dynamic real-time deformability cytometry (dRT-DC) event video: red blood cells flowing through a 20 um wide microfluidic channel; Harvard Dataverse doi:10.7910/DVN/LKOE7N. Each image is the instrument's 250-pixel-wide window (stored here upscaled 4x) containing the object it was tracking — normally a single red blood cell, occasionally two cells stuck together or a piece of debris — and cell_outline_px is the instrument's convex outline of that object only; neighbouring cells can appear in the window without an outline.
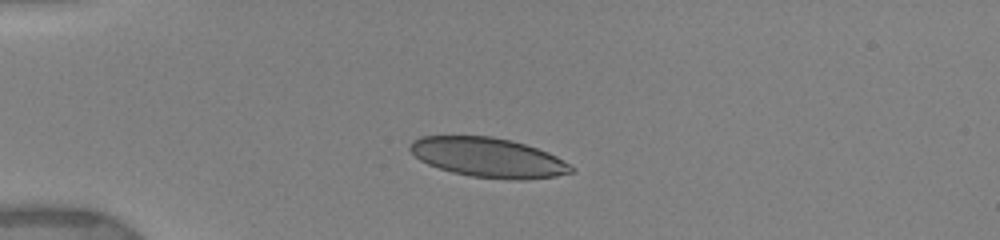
{"species": "human", "species_latin": "Homo sapiens", "temperature_condition": "warm", "stored_images_in_passage": 19, "camera_frame_rate_fps": 3000, "um_per_image_px": 0.085, "donor": {"sex": "female"}, "frame": {"image": 1, "passage_image": 1, "time_ms": 0.0, "image_size_px": [1000, 240], "cell_outline_px": [[576, 168], [572, 172], [556, 176], [524, 180], [512, 180], [472, 176], [452, 172], [428, 164], [420, 160], [408, 148], [408, 144], [412, 140], [420, 136], [492, 136], [512, 140], [548, 152], [556, 156]], "centroid_in_image_um": [41.5, 13.38], "position_along_channel_um": 43.5, "area_um2": 37.17}}
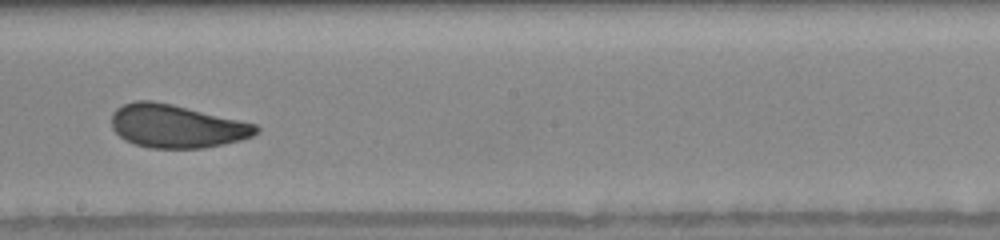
{"frame": {"image": 2, "passage_image": 14, "time_ms": 5.667, "image_size_px": [1000, 240], "cell_outline_px": [[260, 132], [252, 136], [240, 140], [204, 148], [148, 148], [124, 140], [112, 128], [112, 112], [116, 108], [124, 104], [136, 100], [152, 100], [172, 104], [256, 124], [260, 128]], "centroid_in_image_um": [14.99, 10.72], "position_along_channel_um": 233.2, "area_um2": 36.36}}